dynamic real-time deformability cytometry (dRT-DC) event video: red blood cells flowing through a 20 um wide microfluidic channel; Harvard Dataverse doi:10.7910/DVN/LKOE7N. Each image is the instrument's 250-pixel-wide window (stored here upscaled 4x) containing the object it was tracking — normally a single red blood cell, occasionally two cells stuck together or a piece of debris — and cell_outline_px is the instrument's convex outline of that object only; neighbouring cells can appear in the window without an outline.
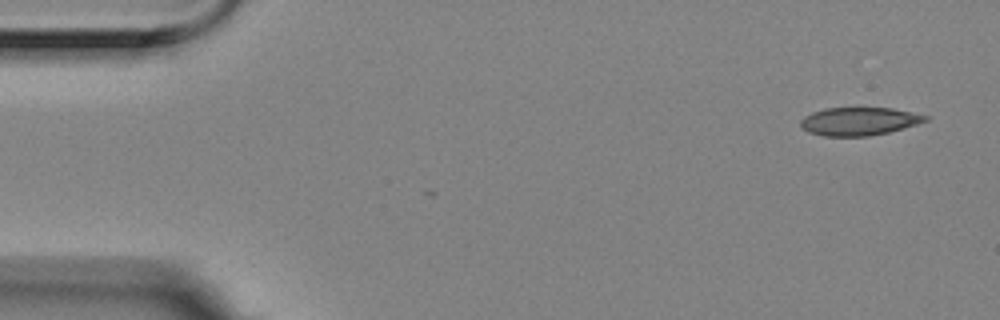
{"species": "Egyptian fruit bat (a non-hibernating species)", "species_latin": "Rousettus aegyptiacus", "temperature_condition": "room temperature", "stored_images_in_passage": 4, "camera_frame_rate_fps": 3000, "um_per_image_px": 0.085, "animal": {"sex": "female"}, "frame": {"image": 1, "passage_image": 1, "time_ms": 0.0, "image_size_px": [1000, 320], "cell_outline_px": [[928, 120], [916, 124], [888, 132], [868, 136], [824, 136], [808, 132], [800, 124], [800, 120], [804, 116], [812, 112], [824, 108], [892, 108], [912, 112], [928, 116]], "centroid_in_image_um": [72.99, 10.31], "position_along_channel_um": 12.0, "area_um2": 20.29}}
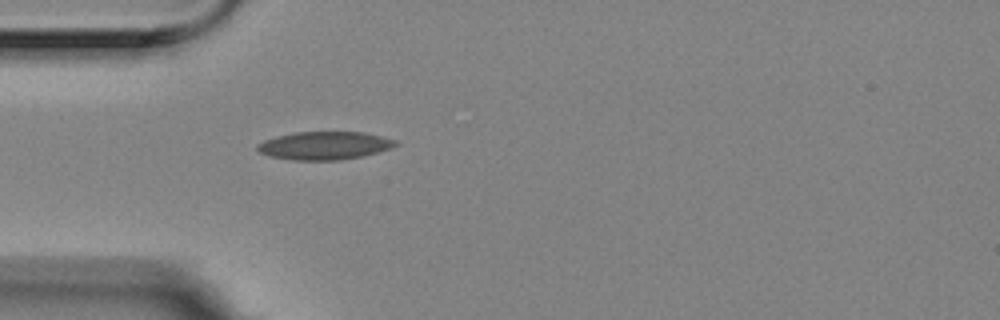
{"frame": {"image": 2, "passage_image": 4, "time_ms": 1.0, "image_size_px": [1000, 320], "cell_outline_px": [[400, 144], [376, 152], [360, 156], [340, 160], [292, 160], [268, 156], [256, 152], [256, 144], [264, 140], [276, 136], [296, 132], [364, 132], [396, 140]], "centroid_in_image_um": [27.5, 12.37], "position_along_channel_um": 57.5, "area_um2": 22.6}}